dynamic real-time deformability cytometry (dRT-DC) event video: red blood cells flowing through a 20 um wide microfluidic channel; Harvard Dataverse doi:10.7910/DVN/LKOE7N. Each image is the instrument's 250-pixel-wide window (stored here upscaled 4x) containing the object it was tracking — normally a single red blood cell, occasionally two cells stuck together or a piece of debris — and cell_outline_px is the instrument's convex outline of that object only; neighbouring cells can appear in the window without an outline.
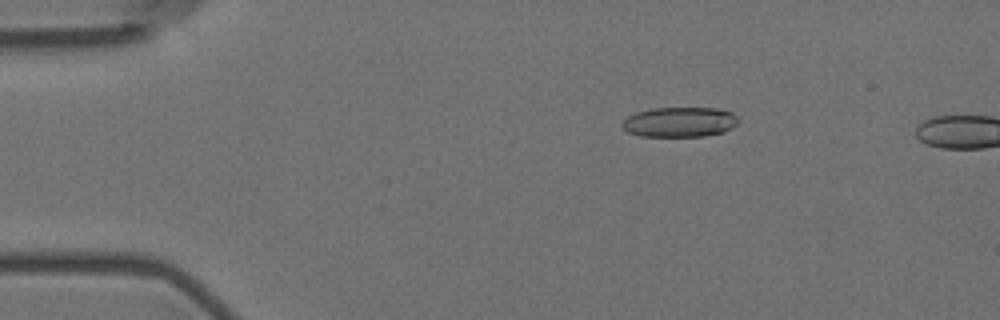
{"species": "Egyptian fruit bat (a non-hibernating species)", "species_latin": "Rousettus aegyptiacus", "temperature_condition": "room temperature", "stored_images_in_passage": 4, "camera_frame_rate_fps": 3000, "um_per_image_px": 0.085, "animal": {"sex": "female"}, "frame": {"image": 1, "passage_image": 3, "time_ms": 2.667, "image_size_px": [1000, 320], "cell_outline_px": [[740, 120], [732, 128], [724, 132], [704, 136], [640, 136], [628, 132], [620, 124], [628, 116], [636, 112], [652, 108], [720, 108], [732, 112]], "centroid_in_image_um": [57.79, 10.37], "position_along_channel_um": 27.2, "area_um2": 20.4}}